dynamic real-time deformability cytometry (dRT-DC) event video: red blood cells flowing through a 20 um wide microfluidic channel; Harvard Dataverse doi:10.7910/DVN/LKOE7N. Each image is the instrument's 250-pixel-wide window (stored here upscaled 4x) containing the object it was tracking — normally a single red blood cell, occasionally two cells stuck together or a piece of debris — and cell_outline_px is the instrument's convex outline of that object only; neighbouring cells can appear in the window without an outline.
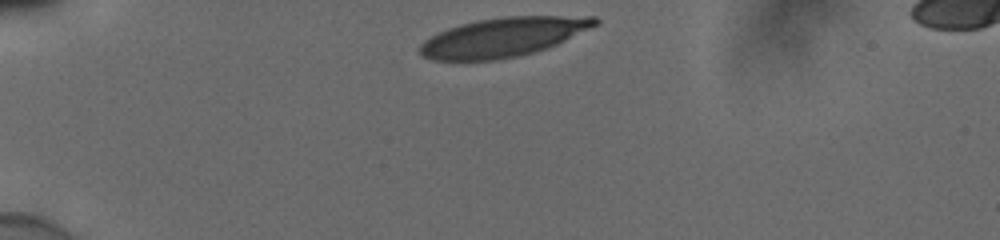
{"species": "human", "species_latin": "Homo sapiens", "temperature_condition": "cold", "stored_images_in_passage": 33, "camera_frame_rate_fps": 3000, "um_per_image_px": 0.085, "donor": {"sex": "male"}, "frame": {"image": 1, "passage_image": 1, "time_ms": 0.0, "image_size_px": [1000, 240], "cell_outline_px": [[600, 20], [596, 24], [548, 48], [516, 56], [496, 60], [432, 60], [420, 56], [420, 44], [424, 40], [448, 28], [460, 24], [476, 20], [504, 16], [596, 16]], "centroid_in_image_um": [42.72, 3.15], "position_along_channel_um": 42.3, "area_um2": 39.59}}
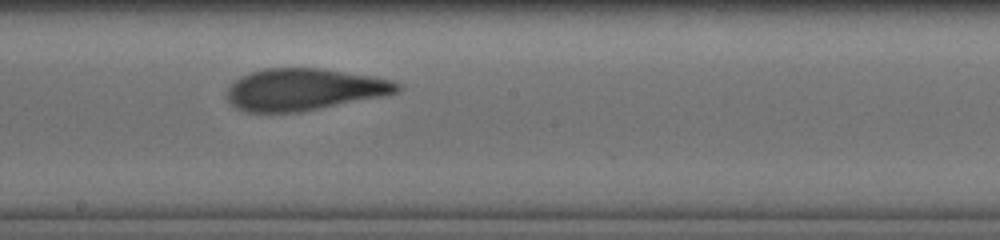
{"frame": {"image": 2, "passage_image": 19, "time_ms": 6.0, "image_size_px": [1000, 240], "cell_outline_px": [[404, 88], [400, 92], [388, 96], [300, 112], [248, 112], [236, 108], [228, 100], [228, 88], [240, 76], [264, 68], [320, 68], [372, 76], [392, 80], [400, 84]], "centroid_in_image_um": [25.93, 7.61], "position_along_channel_um": 222.3, "area_um2": 41.85}}
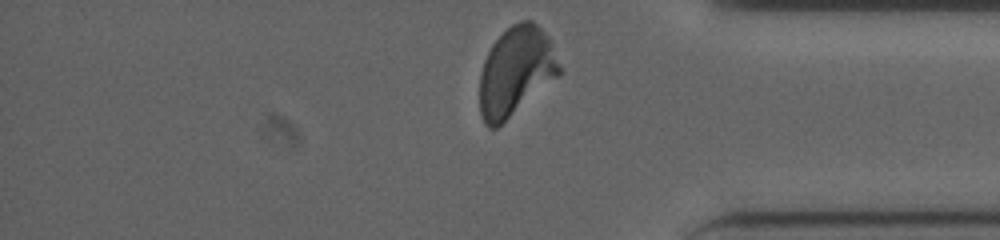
{"frame": {"image": 3, "passage_image": 33, "time_ms": 10.667, "image_size_px": [1000, 240], "cell_outline_px": [[560, 72], [556, 76], [496, 128], [488, 128], [484, 124], [480, 112], [480, 72], [484, 60], [492, 44], [512, 24], [520, 20], [532, 20], [548, 36], [552, 44], [560, 68]], "centroid_in_image_um": [43.8, 6.04], "position_along_channel_um": 391.4, "area_um2": 40.34}, "authors_computed_cell_mechanics": {"area_um2": 42.0784, "velocity_mm_per_s": 3.841, "shape_relaxation_time_tau1_ms": 4.0623, "shape_relaxation_time_tau2_ms": 1.0285, "deformation_change_tau1": 0.1678, "deformation_change_tau2": 0.0629}}